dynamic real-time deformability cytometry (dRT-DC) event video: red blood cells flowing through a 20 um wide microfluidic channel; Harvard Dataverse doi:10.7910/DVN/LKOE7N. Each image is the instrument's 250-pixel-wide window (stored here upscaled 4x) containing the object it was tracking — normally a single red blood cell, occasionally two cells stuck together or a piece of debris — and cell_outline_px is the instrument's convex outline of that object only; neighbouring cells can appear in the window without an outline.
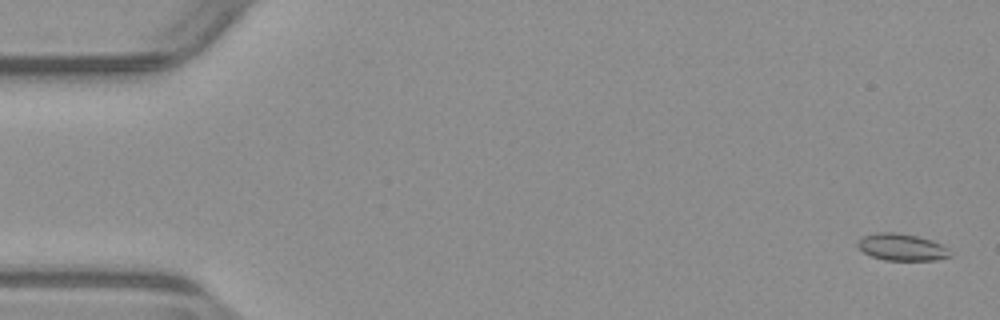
{"species": "common noctule bat (a hibernating species)", "species_latin": "Nyctalus noctula", "temperature_condition": "warm", "stored_images_in_passage": 54, "camera_frame_rate_fps": 3000, "um_per_image_px": 0.085, "animal": {"sex": "male", "body_mass_g": 23.1, "forearm_length_mm": 52.7}, "frame": {"image": 1, "passage_image": 2, "time_ms": 0.333, "image_size_px": [1000, 320], "cell_outline_px": [[952, 256], [936, 260], [884, 260], [872, 256], [864, 252], [856, 244], [864, 236], [876, 232], [896, 232], [916, 236], [932, 240], [948, 248]], "centroid_in_image_um": [76.67, 21.01], "position_along_channel_um": 8.3, "area_um2": 14.39}}
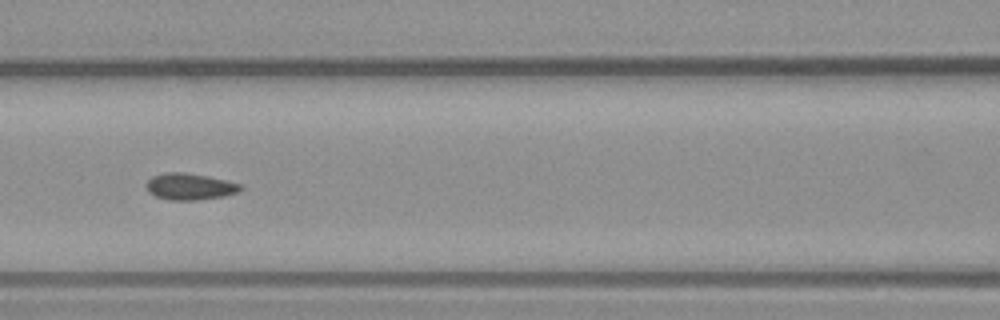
{"frame": {"image": 2, "passage_image": 24, "time_ms": 7.667, "image_size_px": [1000, 320], "cell_outline_px": [[244, 188], [236, 192], [224, 196], [196, 200], [172, 200], [156, 196], [148, 192], [148, 180], [152, 176], [168, 172], [184, 172], [208, 176], [244, 184]], "centroid_in_image_um": [16.19, 15.85], "position_along_channel_um": 150.4, "area_um2": 14.51}}
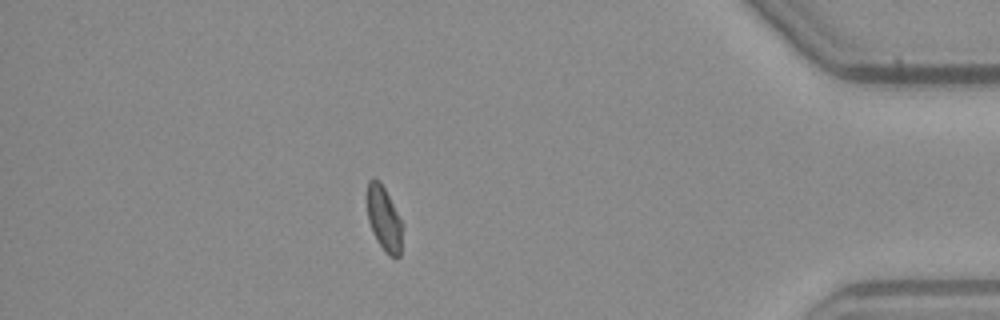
{"frame": {"image": 3, "passage_image": 47, "time_ms": 15.333, "image_size_px": [1000, 320], "cell_outline_px": [[404, 224], [400, 256], [388, 256], [376, 240], [372, 232], [368, 220], [368, 180], [380, 180]], "centroid_in_image_um": [32.68, 18.64], "position_along_channel_um": 402.5, "area_um2": 13.35}}